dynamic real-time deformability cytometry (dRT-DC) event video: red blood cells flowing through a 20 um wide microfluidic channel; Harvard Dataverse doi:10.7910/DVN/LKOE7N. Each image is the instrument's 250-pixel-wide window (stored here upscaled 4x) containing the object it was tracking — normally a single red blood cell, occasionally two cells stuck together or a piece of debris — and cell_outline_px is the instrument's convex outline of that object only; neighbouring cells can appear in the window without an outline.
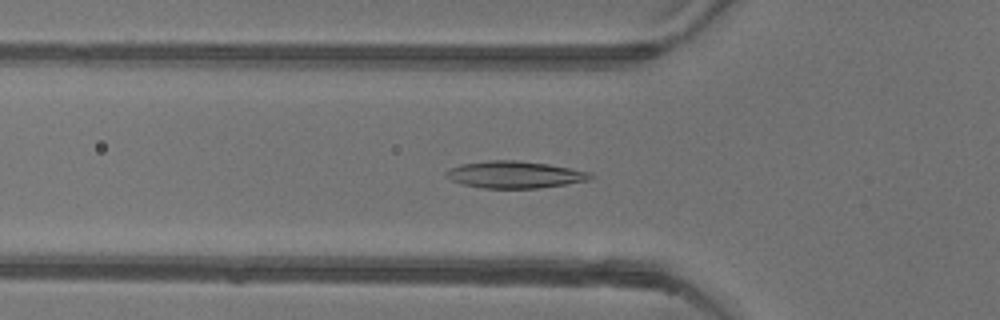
{"species": "common noctule bat (a hibernating species)", "species_latin": "Nyctalus noctula", "temperature_condition": "warm", "stored_images_in_passage": 47, "camera_frame_rate_fps": 3000, "um_per_image_px": 0.085, "animal": {"sex": "female"}, "frame": {"image": 1, "passage_image": 12, "time_ms": 3.667, "image_size_px": [1000, 320], "cell_outline_px": [[592, 176], [588, 180], [540, 188], [484, 188], [460, 184], [444, 176], [444, 172], [460, 164], [488, 160], [516, 160], [548, 164], [592, 172]], "centroid_in_image_um": [43.71, 14.84], "position_along_channel_um": 82.1, "area_um2": 22.66}}
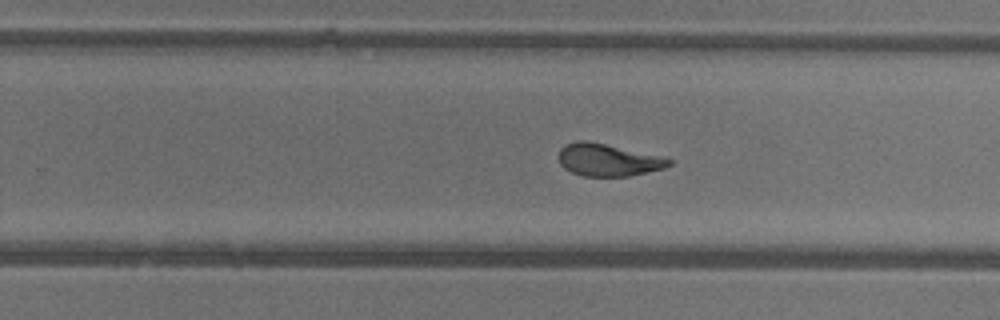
{"frame": {"image": 2, "passage_image": 27, "time_ms": 8.667, "image_size_px": [1000, 320], "cell_outline_px": [[672, 164], [664, 168], [628, 176], [580, 176], [564, 168], [560, 164], [560, 148], [564, 144], [576, 140], [584, 140], [604, 144], [656, 156], [672, 160]], "centroid_in_image_um": [51.61, 13.6], "position_along_channel_um": 278.2, "area_um2": 20.29}}
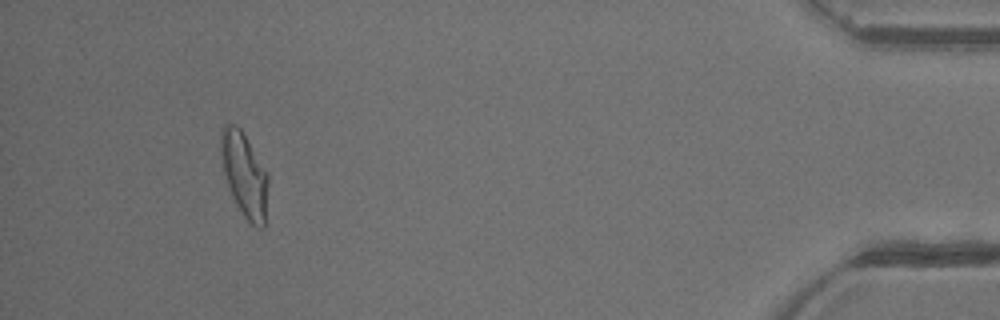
{"frame": {"image": 3, "passage_image": 43, "time_ms": 14.0, "image_size_px": [1000, 320], "cell_outline_px": [[268, 184], [264, 228], [256, 228], [244, 216], [236, 204], [232, 196], [224, 172], [220, 156], [220, 128], [224, 124], [232, 124], [240, 128], [268, 172]], "centroid_in_image_um": [20.77, 14.82], "position_along_channel_um": 414.4, "area_um2": 23.24}, "authors_computed_cell_mechanics": {"area_um2": 21.964, "velocity_mm_per_s": 3.9132, "shape_relaxation_time_tau1_ms": 7.6052, "shape_relaxation_time_tau2_ms": 1.2944, "deformation_change_tau1": 0.2381, "deformation_change_tau2": 0.0751}}